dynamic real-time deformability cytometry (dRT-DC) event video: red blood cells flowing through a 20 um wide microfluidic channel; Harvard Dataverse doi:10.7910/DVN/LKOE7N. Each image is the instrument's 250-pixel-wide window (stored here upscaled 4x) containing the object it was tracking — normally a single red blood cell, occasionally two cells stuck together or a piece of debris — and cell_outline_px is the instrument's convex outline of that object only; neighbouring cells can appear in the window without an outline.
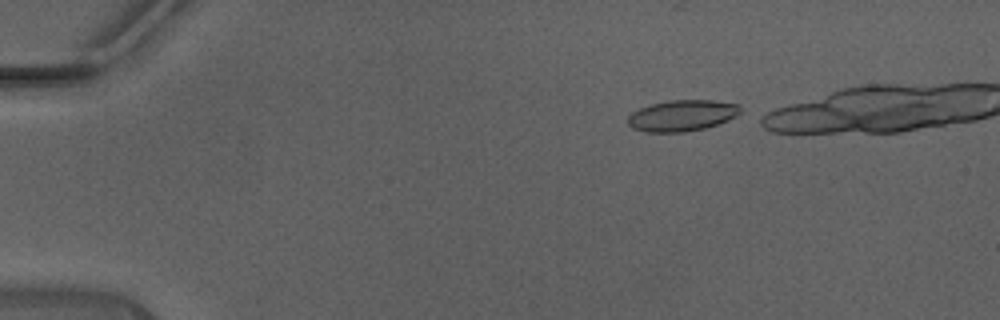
{"species": "Egyptian fruit bat (a non-hibernating species)", "species_latin": "Rousettus aegyptiacus", "temperature_condition": "warm", "stored_images_in_passage": 18, "camera_frame_rate_fps": 3000, "um_per_image_px": 0.085, "animal": {"sex": "male"}, "frame": {"image": 1, "passage_image": 1, "time_ms": 0.0, "image_size_px": [1000, 320], "cell_outline_px": [[740, 112], [736, 116], [728, 120], [704, 128], [684, 132], [644, 132], [632, 128], [628, 124], [628, 116], [632, 112], [640, 108], [652, 104], [668, 100], [712, 100], [740, 104]], "centroid_in_image_um": [57.96, 9.82], "position_along_channel_um": 27.0, "area_um2": 20.4}}
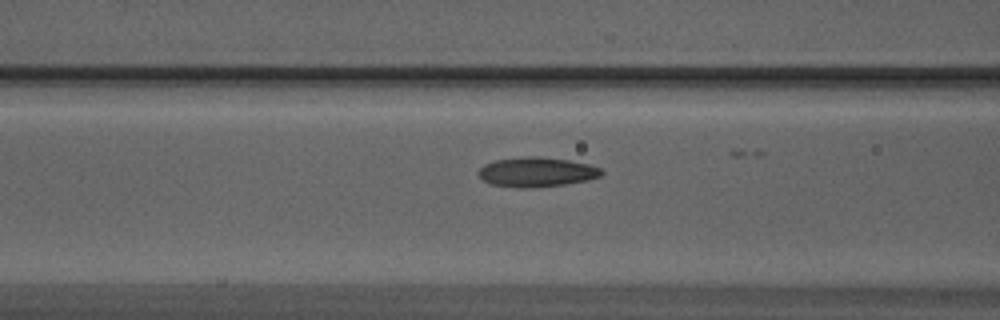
{"frame": {"image": 2, "passage_image": 13, "time_ms": 4.0, "image_size_px": [1000, 320], "cell_outline_px": [[604, 172], [600, 176], [588, 180], [564, 184], [536, 188], [520, 188], [492, 184], [484, 180], [480, 176], [480, 168], [484, 164], [496, 160], [524, 156], [536, 156], [568, 160], [588, 164], [600, 168]], "centroid_in_image_um": [45.63, 14.62], "position_along_channel_um": 121.0, "area_um2": 21.1}}
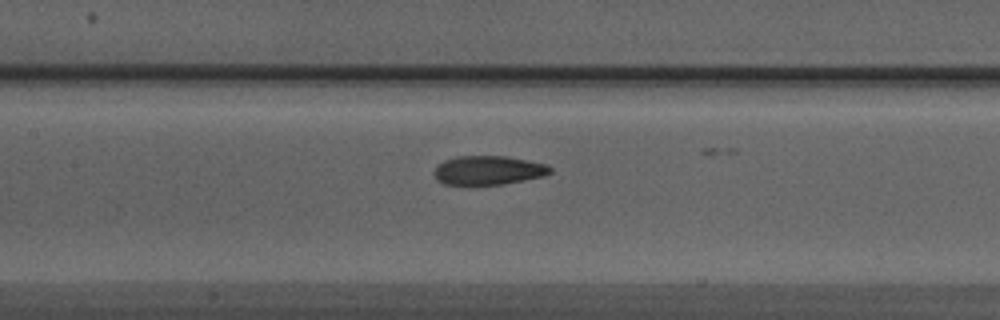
{"frame": {"image": 3, "passage_image": 16, "time_ms": 5.0, "image_size_px": [1000, 320], "cell_outline_px": [[552, 172], [544, 176], [500, 184], [444, 184], [436, 180], [432, 172], [444, 160], [456, 156], [508, 156], [548, 164], [552, 168]], "centroid_in_image_um": [41.51, 14.46], "position_along_channel_um": 165.9, "area_um2": 19.59}}